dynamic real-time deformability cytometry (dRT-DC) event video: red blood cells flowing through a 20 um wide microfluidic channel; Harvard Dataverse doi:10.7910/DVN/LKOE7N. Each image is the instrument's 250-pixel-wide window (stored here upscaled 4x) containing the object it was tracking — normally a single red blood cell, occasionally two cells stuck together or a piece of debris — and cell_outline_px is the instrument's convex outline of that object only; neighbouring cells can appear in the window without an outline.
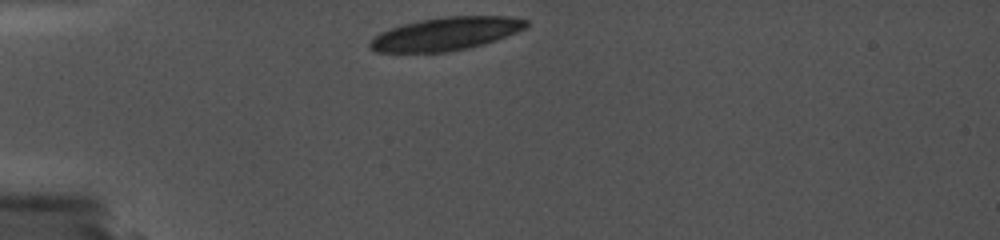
{"species": "common noctule bat (a hibernating species)", "species_latin": "Nyctalus noctula", "temperature_condition": "cold", "stored_images_in_passage": 2, "camera_frame_rate_fps": 5000, "um_per_image_px": 0.085, "animal": {"sex": "female", "body_mass_g": 19.0, "forearm_length_mm": 56.7}, "frame": {"image": 1, "passage_image": 1, "time_ms": 0.0, "image_size_px": [1000, 240], "cell_outline_px": [[528, 24], [524, 28], [516, 32], [496, 40], [484, 44], [468, 48], [444, 52], [376, 52], [368, 44], [380, 32], [404, 24], [424, 20], [448, 16], [508, 16], [528, 20]], "centroid_in_image_um": [37.93, 2.87], "position_along_channel_um": 47.1, "area_um2": 29.65}}